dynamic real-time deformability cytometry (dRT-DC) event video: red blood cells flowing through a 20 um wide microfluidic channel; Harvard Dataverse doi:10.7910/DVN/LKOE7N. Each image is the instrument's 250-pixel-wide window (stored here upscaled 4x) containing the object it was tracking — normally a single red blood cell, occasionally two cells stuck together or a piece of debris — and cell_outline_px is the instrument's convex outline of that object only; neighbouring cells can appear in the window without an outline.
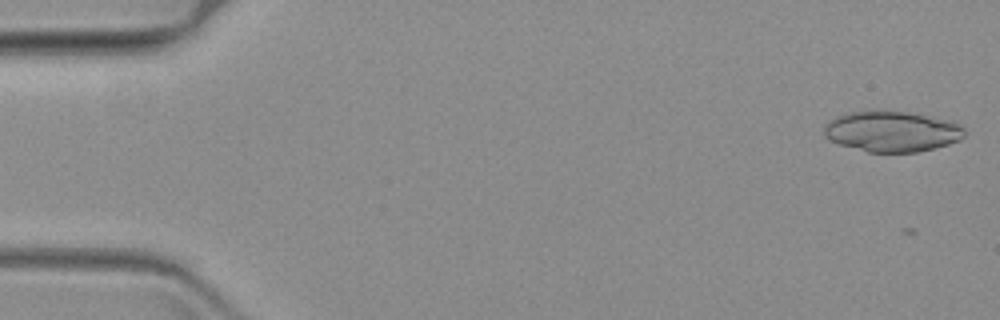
{"species": "common noctule bat (a hibernating species)", "species_latin": "Nyctalus noctula", "temperature_condition": "warm", "stored_images_in_passage": 7, "camera_frame_rate_fps": 3000, "um_per_image_px": 0.085, "animal": {"sex": "female", "body_mass_g": 19.3, "forearm_length_mm": 54.1}, "frame": {"image": 1, "passage_image": 2, "time_ms": 0.333, "image_size_px": [1000, 320], "cell_outline_px": [[968, 132], [960, 140], [948, 144], [916, 152], [868, 152], [840, 144], [828, 140], [824, 136], [824, 124], [828, 120], [836, 116], [848, 112], [872, 108], [908, 112], [928, 116], [960, 124]], "centroid_in_image_um": [75.76, 11.14], "position_along_channel_um": 9.2, "area_um2": 33.81}}